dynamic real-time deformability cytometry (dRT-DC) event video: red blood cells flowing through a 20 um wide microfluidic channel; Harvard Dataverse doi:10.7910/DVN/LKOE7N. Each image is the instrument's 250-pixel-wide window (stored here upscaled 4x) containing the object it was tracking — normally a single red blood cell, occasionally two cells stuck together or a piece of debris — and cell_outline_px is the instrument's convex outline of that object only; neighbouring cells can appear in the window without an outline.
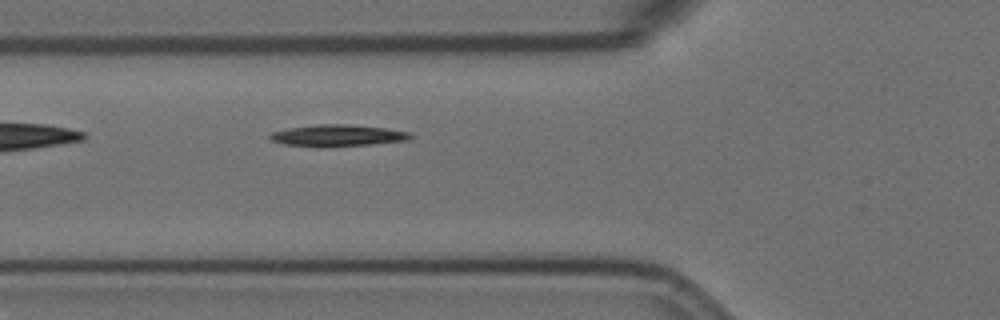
{"species": "Egyptian fruit bat (a non-hibernating species)", "species_latin": "Rousettus aegyptiacus", "temperature_condition": "room temperature", "stored_images_in_passage": 4, "camera_frame_rate_fps": 3000, "um_per_image_px": 0.085, "animal": {"sex": "female"}, "frame": {"image": 1, "passage_image": 4, "time_ms": 3.333, "image_size_px": [1000, 320], "cell_outline_px": [[412, 136], [408, 140], [368, 144], [284, 144], [272, 140], [268, 136], [272, 132], [288, 128], [320, 124], [348, 124], [384, 128], [408, 132]], "centroid_in_image_um": [28.72, 11.46], "position_along_channel_um": 97.1, "area_um2": 16.42}}